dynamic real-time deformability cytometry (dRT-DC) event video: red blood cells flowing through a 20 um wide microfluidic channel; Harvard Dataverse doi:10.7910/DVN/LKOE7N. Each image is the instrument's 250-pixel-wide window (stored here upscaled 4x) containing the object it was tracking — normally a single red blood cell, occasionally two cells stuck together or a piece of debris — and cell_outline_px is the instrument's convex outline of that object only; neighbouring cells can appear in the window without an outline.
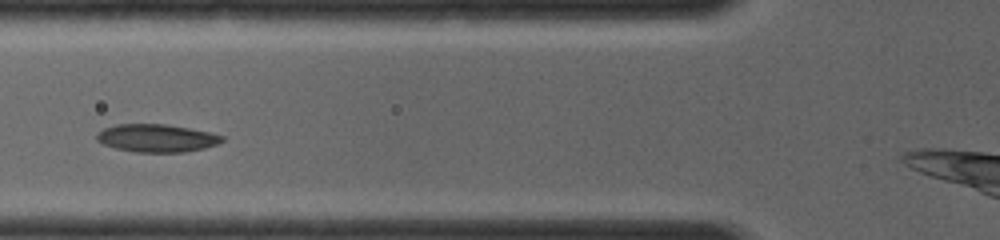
{"species": "common noctule bat (a hibernating species)", "species_latin": "Nyctalus noctula", "temperature_condition": "room temperature", "stored_images_in_passage": 7, "camera_frame_rate_fps": 4000, "um_per_image_px": 0.085, "animal": {"sex": "female", "body_mass_g": 19.0, "forearm_length_mm": 56.7}, "frame": {"image": 1, "passage_image": 4, "time_ms": 2.25, "image_size_px": [1000, 240], "cell_outline_px": [[224, 140], [216, 144], [204, 148], [184, 152], [136, 152], [116, 148], [104, 144], [96, 140], [96, 132], [104, 128], [116, 124], [164, 124], [188, 128], [208, 132], [224, 136]], "centroid_in_image_um": [13.28, 11.73], "position_along_channel_um": 112.5, "area_um2": 20.23}}
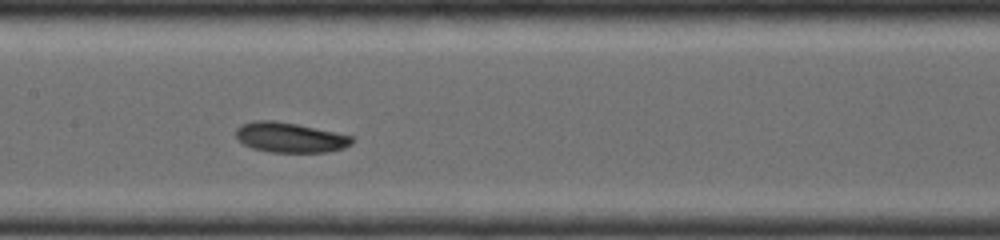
{"frame": {"image": 2, "passage_image": 6, "time_ms": 3.75, "image_size_px": [1000, 240], "cell_outline_px": [[356, 140], [352, 144], [344, 148], [328, 152], [272, 152], [252, 148], [244, 144], [236, 136], [236, 128], [240, 124], [256, 120], [272, 120], [296, 124], [352, 136]], "centroid_in_image_um": [24.66, 11.69], "position_along_channel_um": 182.7, "area_um2": 20.23}}
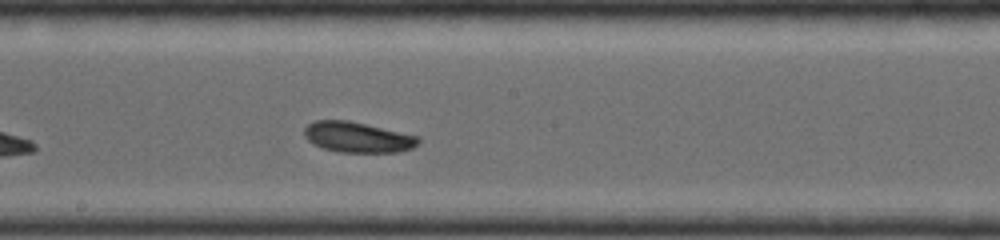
{"frame": {"image": 3, "passage_image": 7, "time_ms": 4.5, "image_size_px": [1000, 240], "cell_outline_px": [[420, 144], [412, 148], [396, 152], [340, 152], [324, 148], [308, 140], [304, 136], [304, 128], [308, 124], [316, 120], [348, 120], [420, 136]], "centroid_in_image_um": [30.43, 11.66], "position_along_channel_um": 217.8, "area_um2": 20.23}}